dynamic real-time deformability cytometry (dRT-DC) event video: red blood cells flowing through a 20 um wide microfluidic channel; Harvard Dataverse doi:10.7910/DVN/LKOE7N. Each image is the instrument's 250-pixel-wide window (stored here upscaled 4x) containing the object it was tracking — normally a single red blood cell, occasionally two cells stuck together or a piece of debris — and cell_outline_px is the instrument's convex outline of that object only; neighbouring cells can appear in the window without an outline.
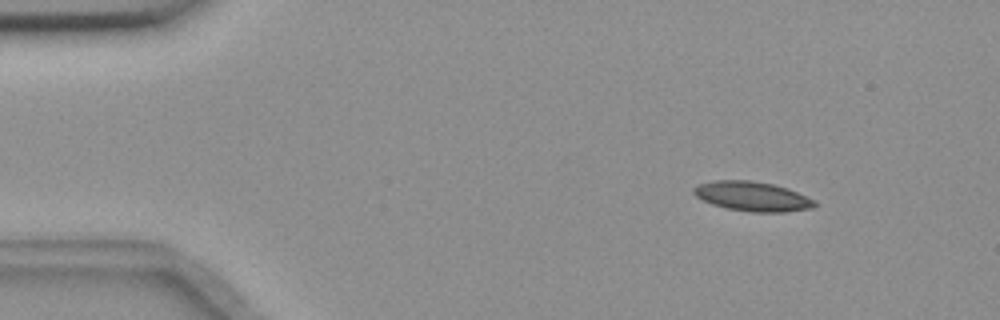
{"species": "common noctule bat (a hibernating species)", "species_latin": "Nyctalus noctula", "temperature_condition": "room temperature", "stored_images_in_passage": 7, "camera_frame_rate_fps": 3000, "um_per_image_px": 0.085, "animal": {"sex": "female", "body_mass_g": 18.4}, "frame": {"image": 1, "passage_image": 2, "time_ms": 0.333, "image_size_px": [1000, 320], "cell_outline_px": [[816, 204], [812, 208], [784, 212], [752, 212], [728, 208], [712, 204], [696, 196], [692, 192], [692, 188], [696, 184], [712, 180], [752, 180], [772, 184], [788, 188], [816, 200]], "centroid_in_image_um": [63.93, 16.68], "position_along_channel_um": 21.1, "area_um2": 20.92}}
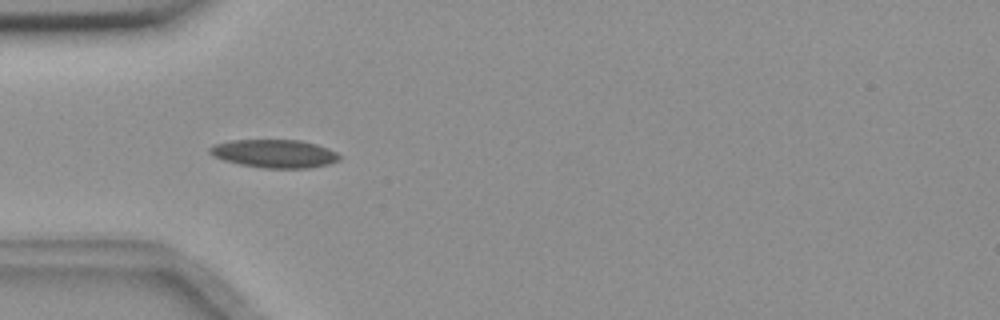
{"frame": {"image": 2, "passage_image": 5, "time_ms": 1.333, "image_size_px": [1000, 320], "cell_outline_px": [[340, 160], [328, 164], [308, 168], [264, 168], [240, 164], [224, 160], [212, 156], [208, 152], [208, 148], [212, 144], [232, 140], [300, 140], [316, 144], [328, 148], [336, 152], [340, 156]], "centroid_in_image_um": [23.3, 13.05], "position_along_channel_um": 61.7, "area_um2": 21.39}}
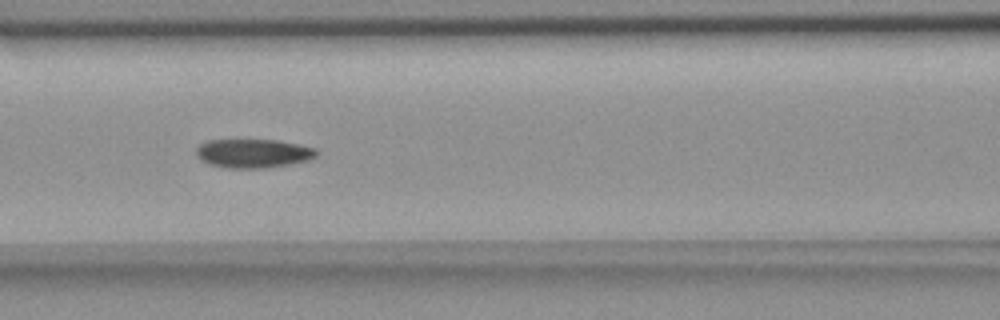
{"frame": {"image": 3, "passage_image": 7, "time_ms": 2.0, "image_size_px": [1000, 320], "cell_outline_px": [[316, 156], [308, 160], [268, 168], [228, 168], [208, 164], [200, 160], [196, 152], [196, 148], [200, 144], [208, 140], [276, 140], [316, 148]], "centroid_in_image_um": [21.49, 13.04], "position_along_channel_um": 145.1, "area_um2": 20.11}}